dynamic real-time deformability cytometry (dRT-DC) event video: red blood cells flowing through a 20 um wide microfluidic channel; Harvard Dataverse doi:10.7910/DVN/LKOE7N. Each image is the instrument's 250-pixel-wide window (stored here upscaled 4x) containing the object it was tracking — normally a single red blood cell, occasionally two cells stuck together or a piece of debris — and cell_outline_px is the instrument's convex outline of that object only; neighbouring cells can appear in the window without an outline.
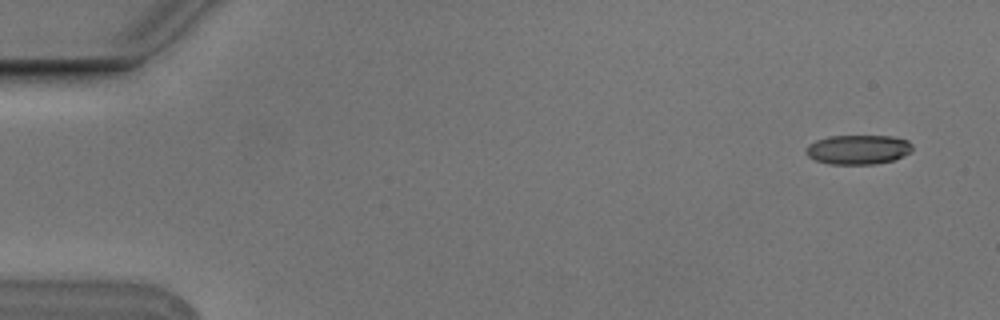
{"species": "Egyptian fruit bat (a non-hibernating species)", "species_latin": "Rousettus aegyptiacus", "temperature_condition": "cold", "stored_images_in_passage": 4, "camera_frame_rate_fps": 3000, "um_per_image_px": 0.085, "animal": {"sex": "male"}, "frame": {"image": 1, "passage_image": 1, "time_ms": 0.0, "image_size_px": [1000, 320], "cell_outline_px": [[912, 152], [892, 160], [876, 164], [828, 164], [816, 160], [808, 156], [804, 152], [804, 148], [808, 144], [816, 140], [828, 136], [892, 136], [908, 140], [912, 144]], "centroid_in_image_um": [72.91, 12.71], "position_along_channel_um": 12.1, "area_um2": 18.44}}
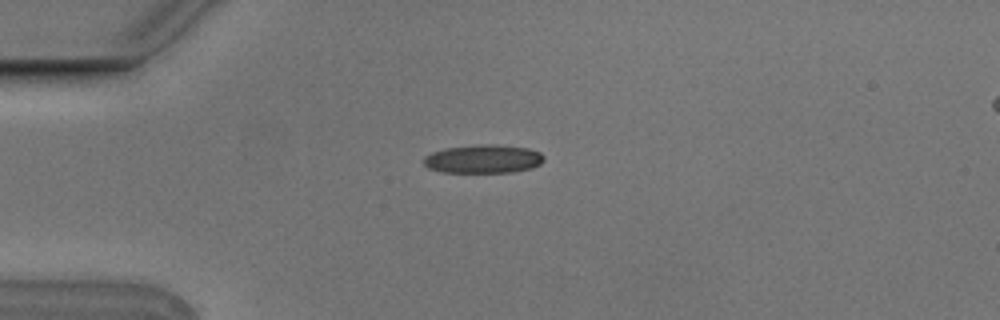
{"frame": {"image": 2, "passage_image": 4, "time_ms": 1.0, "image_size_px": [1000, 320], "cell_outline_px": [[544, 160], [540, 164], [532, 168], [512, 172], [444, 172], [428, 168], [424, 164], [424, 156], [432, 152], [444, 148], [476, 144], [496, 144], [528, 148], [540, 152], [544, 156]], "centroid_in_image_um": [41.08, 13.5], "position_along_channel_um": 43.9, "area_um2": 20.11}}